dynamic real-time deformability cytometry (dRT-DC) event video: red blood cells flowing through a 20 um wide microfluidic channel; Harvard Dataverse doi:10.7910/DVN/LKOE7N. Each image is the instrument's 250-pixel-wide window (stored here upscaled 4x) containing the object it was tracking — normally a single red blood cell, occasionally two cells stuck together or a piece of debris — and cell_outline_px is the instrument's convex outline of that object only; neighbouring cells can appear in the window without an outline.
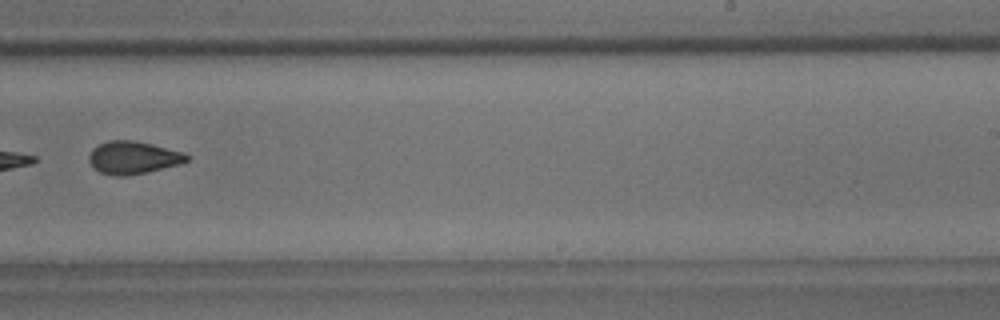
{"species": "common noctule bat (a hibernating species)", "species_latin": "Nyctalus noctula", "temperature_condition": "room temperature", "stored_images_in_passage": 9, "segment_of_instrument_passage": [2, 2], "camera_frame_rate_fps": 3000, "um_per_image_px": 0.085, "animal": {"sex": "male", "body_mass_g": 18.8}, "frame": {"image": 1, "passage_image": 9, "time_ms": 9.0, "image_size_px": [1000, 320], "cell_outline_px": [[188, 160], [180, 164], [148, 172], [128, 176], [116, 176], [100, 172], [88, 160], [88, 156], [92, 148], [108, 140], [132, 140], [152, 144], [184, 152], [188, 156]], "centroid_in_image_um": [11.31, 13.39], "position_along_channel_um": 277.7, "area_um2": 18.61}}